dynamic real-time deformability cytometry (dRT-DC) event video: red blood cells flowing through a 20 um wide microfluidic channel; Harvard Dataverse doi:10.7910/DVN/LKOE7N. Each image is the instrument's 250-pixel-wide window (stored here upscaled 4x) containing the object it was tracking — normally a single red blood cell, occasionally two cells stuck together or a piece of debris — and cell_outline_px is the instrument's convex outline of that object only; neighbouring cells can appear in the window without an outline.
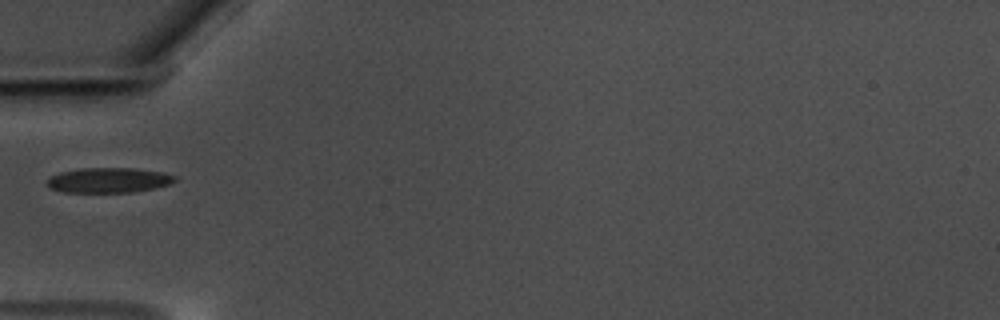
{"species": "common noctule bat (a hibernating species)", "species_latin": "Nyctalus noctula", "temperature_condition": "warm", "stored_images_in_passage": 39, "camera_frame_rate_fps": 3000, "um_per_image_px": 0.085, "animal": {"sex": "male", "body_mass_g": 17.5, "forearm_length_mm": 52.3}, "frame": {"image": 1, "passage_image": 1, "time_ms": 0.0, "image_size_px": [1000, 320], "cell_outline_px": [[176, 180], [172, 184], [132, 192], [64, 192], [52, 188], [44, 184], [44, 180], [60, 172], [80, 168], [136, 168], [164, 172], [176, 176]], "centroid_in_image_um": [9.23, 15.31], "position_along_channel_um": 75.8, "area_um2": 18.79}}
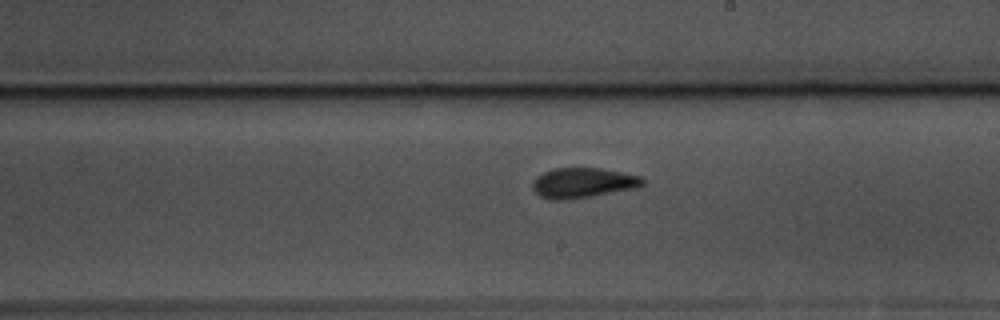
{"frame": {"image": 2, "passage_image": 15, "time_ms": 4.667, "image_size_px": [1000, 320], "cell_outline_px": [[644, 184], [640, 188], [588, 196], [560, 200], [552, 200], [540, 196], [532, 188], [532, 180], [536, 176], [552, 168], [600, 168], [644, 176]], "centroid_in_image_um": [49.57, 15.52], "position_along_channel_um": 239.4, "area_um2": 19.42}}
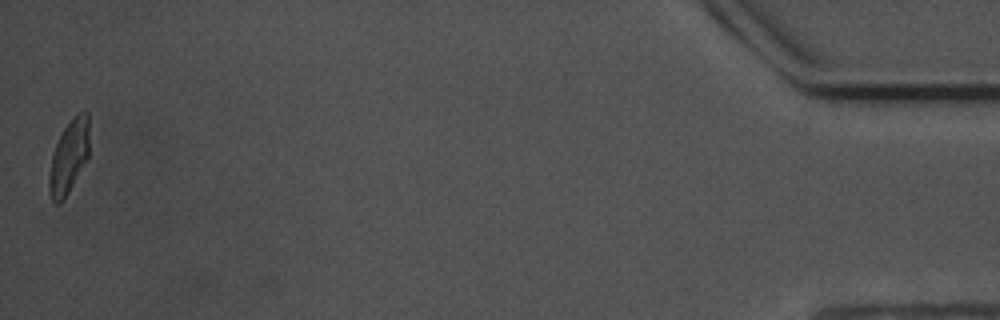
{"frame": {"image": 3, "passage_image": 39, "time_ms": 12.667, "image_size_px": [1000, 320], "cell_outline_px": [[88, 160], [64, 200], [60, 204], [56, 204], [52, 200], [48, 192], [48, 176], [52, 156], [56, 144], [64, 128], [80, 112], [88, 112]], "centroid_in_image_um": [5.84, 13.42], "position_along_channel_um": 429.4, "area_um2": 17.11}}